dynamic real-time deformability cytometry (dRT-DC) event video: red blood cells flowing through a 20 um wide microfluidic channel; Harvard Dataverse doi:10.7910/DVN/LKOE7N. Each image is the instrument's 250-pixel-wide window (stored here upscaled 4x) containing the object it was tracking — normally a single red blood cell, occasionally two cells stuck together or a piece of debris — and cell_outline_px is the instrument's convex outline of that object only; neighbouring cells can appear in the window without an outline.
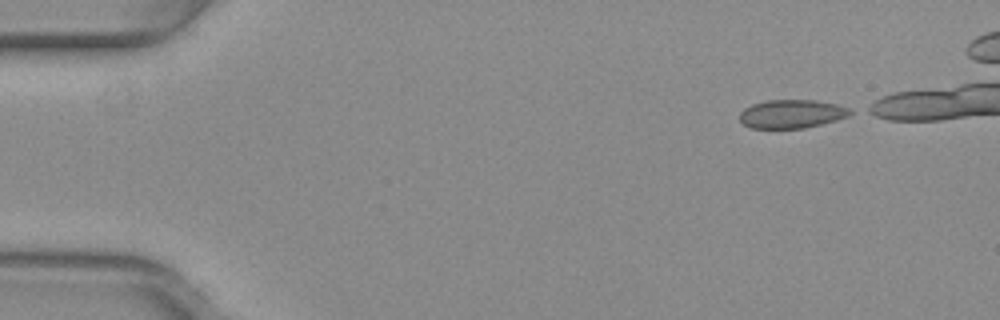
{"species": "common noctule bat (a hibernating species)", "species_latin": "Nyctalus noctula", "temperature_condition": "warm", "stored_images_in_passage": 40, "camera_frame_rate_fps": 3000, "um_per_image_px": 0.085, "animal": {"sex": "female", "body_mass_g": 29.2, "forearm_length_mm": 56.3}, "frame": {"image": 1, "passage_image": 1, "time_ms": 0.0, "image_size_px": [1000, 320], "cell_outline_px": [[856, 112], [848, 116], [836, 120], [804, 128], [752, 128], [744, 124], [740, 120], [740, 112], [744, 108], [752, 104], [764, 100], [816, 100], [836, 104], [848, 108]], "centroid_in_image_um": [67.3, 9.67], "position_along_channel_um": 17.7, "area_um2": 18.38}}
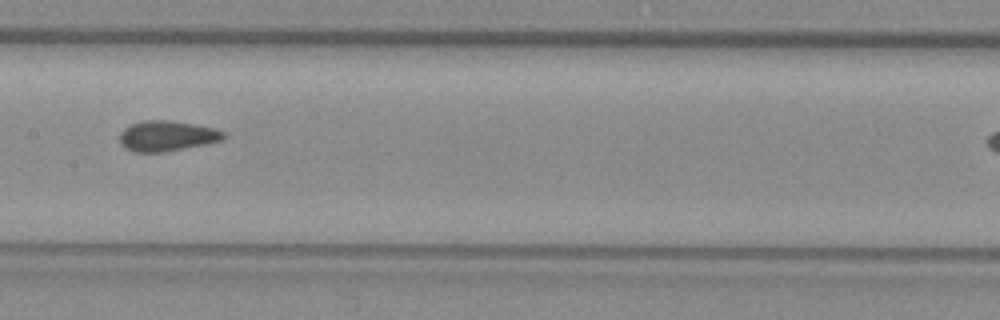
{"frame": {"image": 2, "passage_image": 22, "time_ms": 7.0, "image_size_px": [1000, 320], "cell_outline_px": [[228, 132], [220, 140], [208, 144], [164, 152], [132, 152], [124, 148], [120, 144], [120, 132], [124, 128], [132, 124], [144, 120], [168, 120], [216, 128]], "centroid_in_image_um": [14.19, 11.56], "position_along_channel_um": 193.2, "area_um2": 18.55}}
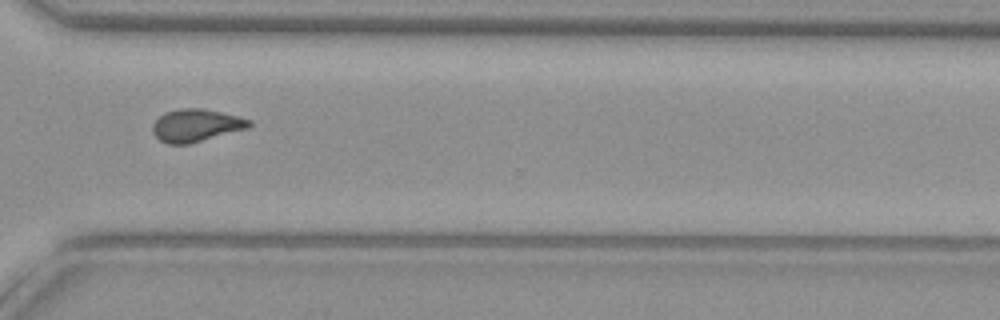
{"frame": {"image": 3, "passage_image": 34, "time_ms": 11.0, "image_size_px": [1000, 320], "cell_outline_px": [[252, 124], [248, 128], [188, 144], [168, 144], [160, 140], [152, 132], [152, 124], [164, 112], [180, 108], [204, 108], [252, 120]], "centroid_in_image_um": [16.64, 10.65], "position_along_channel_um": 354.0, "area_um2": 18.26}}